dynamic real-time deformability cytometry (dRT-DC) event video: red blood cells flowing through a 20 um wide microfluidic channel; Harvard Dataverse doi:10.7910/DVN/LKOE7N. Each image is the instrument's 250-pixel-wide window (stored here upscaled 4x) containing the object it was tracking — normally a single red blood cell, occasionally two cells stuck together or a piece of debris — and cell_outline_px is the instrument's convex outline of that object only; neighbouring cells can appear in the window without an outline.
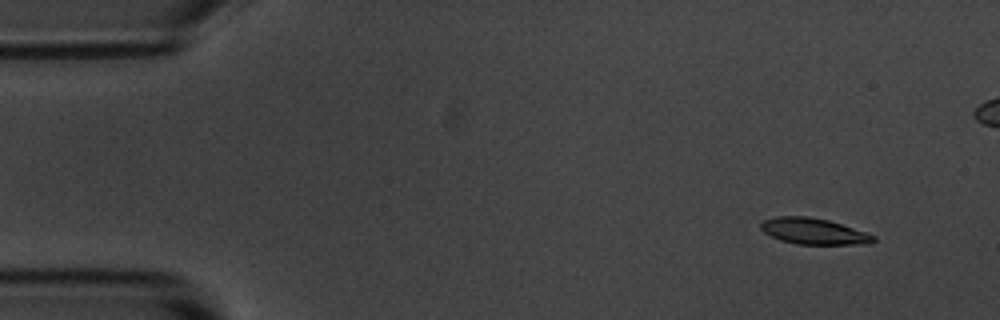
{"species": "common noctule bat (a hibernating species)", "species_latin": "Nyctalus noctula", "temperature_condition": "room temperature", "stored_images_in_passage": 5, "camera_frame_rate_fps": 3000, "um_per_image_px": 0.085, "animal": {"sex": "male", "body_mass_g": 20.1, "forearm_length_mm": 53.5}, "frame": {"image": 1, "passage_image": 1, "time_ms": 0.0, "image_size_px": [1000, 320], "cell_outline_px": [[876, 240], [872, 244], [796, 244], [780, 240], [764, 232], [760, 228], [760, 224], [764, 220], [776, 216], [808, 216], [828, 220], [868, 232], [876, 236]], "centroid_in_image_um": [69.2, 19.66], "position_along_channel_um": 15.8, "area_um2": 17.28}}